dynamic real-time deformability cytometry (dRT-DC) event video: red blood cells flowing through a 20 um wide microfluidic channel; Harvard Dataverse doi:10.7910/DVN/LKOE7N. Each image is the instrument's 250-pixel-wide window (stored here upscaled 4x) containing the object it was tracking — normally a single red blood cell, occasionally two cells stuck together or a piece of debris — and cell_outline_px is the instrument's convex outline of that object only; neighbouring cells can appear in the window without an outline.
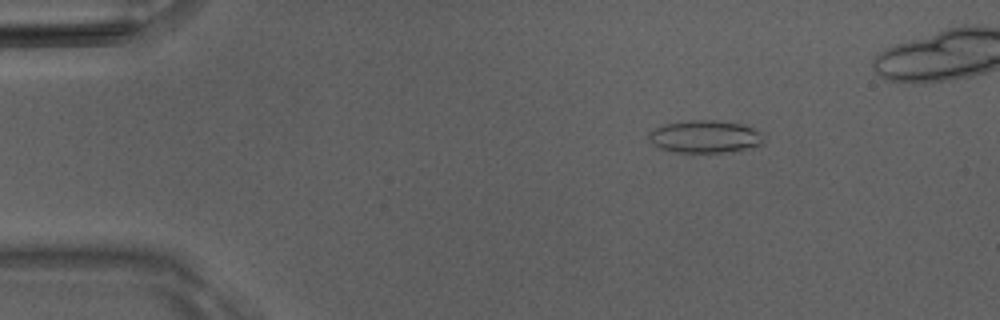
{"species": "Egyptian fruit bat (a non-hibernating species)", "species_latin": "Rousettus aegyptiacus", "temperature_condition": "room temperature", "stored_images_in_passage": 46, "camera_frame_rate_fps": 3000, "um_per_image_px": 0.085, "animal": {"sex": "male"}, "frame": {"image": 1, "passage_image": 7, "time_ms": 2.0, "image_size_px": [1000, 320], "cell_outline_px": [[764, 144], [728, 152], [672, 152], [660, 148], [652, 144], [648, 140], [648, 132], [664, 124], [688, 120], [716, 120], [740, 124], [752, 128], [760, 132], [764, 140]], "centroid_in_image_um": [59.88, 11.61], "position_along_channel_um": 25.1, "area_um2": 21.79}}
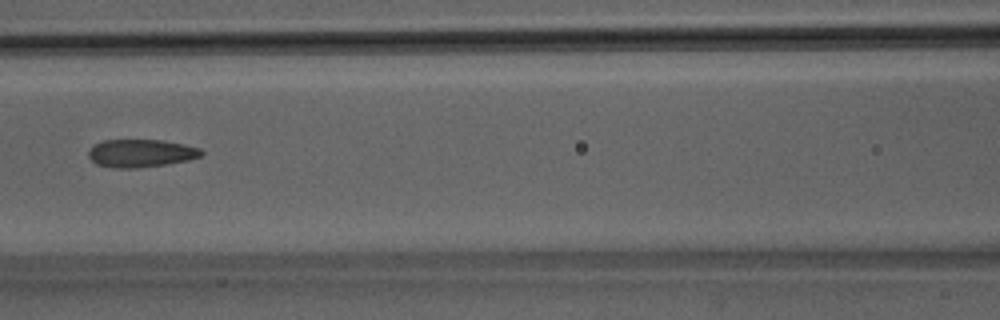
{"frame": {"image": 2, "passage_image": 22, "time_ms": 7.0, "image_size_px": [1000, 320], "cell_outline_px": [[204, 152], [200, 156], [188, 160], [164, 164], [136, 168], [112, 168], [96, 164], [88, 156], [88, 152], [92, 144], [104, 140], [164, 140], [184, 144], [200, 148]], "centroid_in_image_um": [11.94, 13.02], "position_along_channel_um": 154.7, "area_um2": 18.38}}
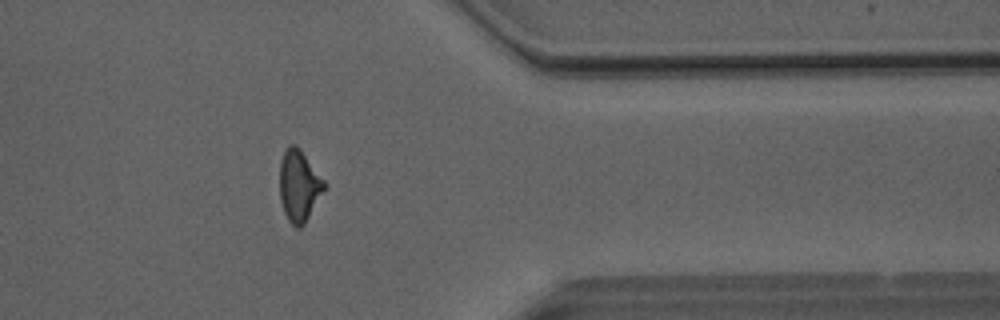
{"frame": {"image": 3, "passage_image": 40, "time_ms": 13.0, "image_size_px": [1000, 320], "cell_outline_px": [[324, 188], [304, 224], [300, 228], [296, 228], [288, 220], [284, 212], [280, 200], [280, 160], [288, 144], [296, 144], [300, 148], [324, 180]], "centroid_in_image_um": [25.38, 15.76], "position_along_channel_um": 386.0, "area_um2": 18.26}, "authors_computed_cell_mechanics": {"area_um2": 19.0162, "velocity_mm_per_s": 4.0894, "shape_relaxation_time_tau1_ms": 8.827, "shape_relaxation_time_tau2_ms": 1.8754, "deformation_change_tau1": 0.1948, "deformation_change_tau2": 0.1036}}